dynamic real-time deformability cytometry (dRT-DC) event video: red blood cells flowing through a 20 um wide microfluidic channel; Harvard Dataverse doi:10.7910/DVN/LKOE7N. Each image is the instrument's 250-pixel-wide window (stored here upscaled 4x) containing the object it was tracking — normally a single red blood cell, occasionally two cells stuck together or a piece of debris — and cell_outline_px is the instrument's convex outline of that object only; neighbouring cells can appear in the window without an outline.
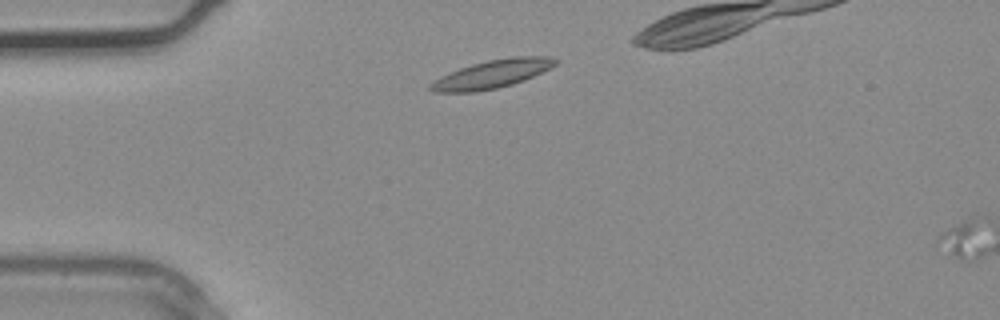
{"species": "common noctule bat (a hibernating species)", "species_latin": "Nyctalus noctula", "temperature_condition": "warm", "stored_images_in_passage": 2, "camera_frame_rate_fps": 3000, "um_per_image_px": 0.085, "animal": {"sex": "male", "body_mass_g": 20.4}, "frame": {"image": 1, "passage_image": 1, "time_ms": 0.0, "image_size_px": [1000, 320], "cell_outline_px": [[560, 60], [556, 64], [524, 80], [512, 84], [496, 88], [476, 92], [432, 92], [428, 88], [428, 84], [440, 76], [460, 68], [472, 64], [488, 60], [512, 56], [552, 56]], "centroid_in_image_um": [41.8, 6.29], "position_along_channel_um": 43.2, "area_um2": 20.52}}